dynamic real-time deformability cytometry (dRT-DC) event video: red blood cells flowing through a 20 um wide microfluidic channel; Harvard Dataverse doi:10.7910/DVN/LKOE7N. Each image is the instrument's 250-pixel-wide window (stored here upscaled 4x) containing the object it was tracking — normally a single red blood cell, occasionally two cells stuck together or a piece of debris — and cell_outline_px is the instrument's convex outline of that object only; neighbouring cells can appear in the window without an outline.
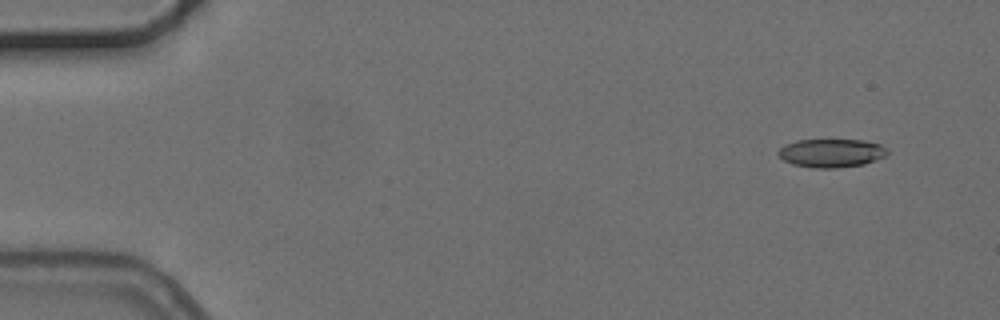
{"species": "common noctule bat (a hibernating species)", "species_latin": "Nyctalus noctula", "temperature_condition": "cold", "stored_images_in_passage": 7, "camera_frame_rate_fps": 3000, "um_per_image_px": 0.085, "animal": {"sex": "female", "body_mass_g": 24.6, "forearm_length_mm": 56.2}, "frame": {"image": 1, "passage_image": 1, "time_ms": 0.0, "image_size_px": [1000, 320], "cell_outline_px": [[888, 152], [884, 156], [876, 160], [864, 164], [836, 168], [812, 168], [792, 164], [784, 160], [776, 152], [784, 144], [796, 140], [864, 140], [880, 144]], "centroid_in_image_um": [70.63, 13.01], "position_along_channel_um": 14.4, "area_um2": 18.09}}
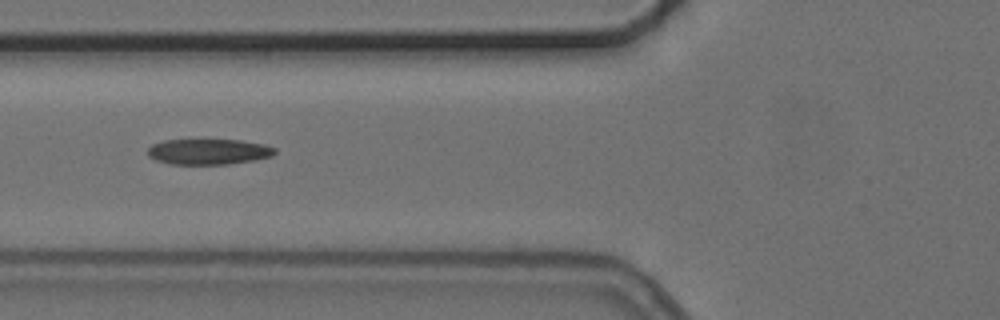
{"frame": {"image": 2, "passage_image": 5, "time_ms": 5.667, "image_size_px": [1000, 320], "cell_outline_px": [[276, 152], [272, 156], [252, 160], [228, 164], [172, 164], [156, 160], [148, 156], [148, 148], [152, 144], [164, 140], [240, 140], [264, 144], [276, 148]], "centroid_in_image_um": [17.72, 12.89], "position_along_channel_um": 108.1, "area_um2": 18.9}}
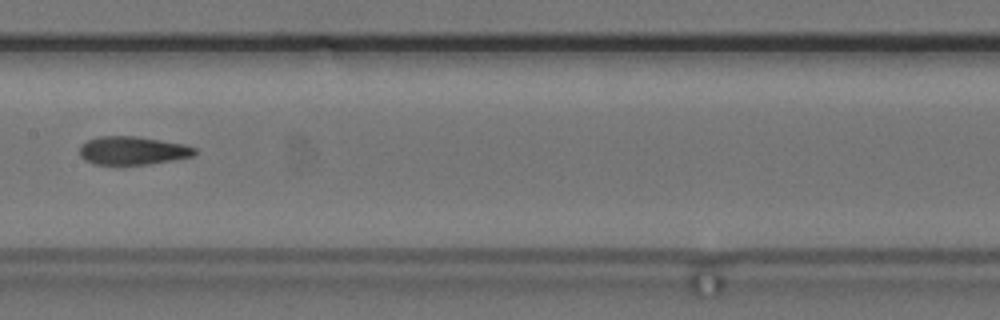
{"frame": {"image": 3, "passage_image": 7, "time_ms": 8.0, "image_size_px": [1000, 320], "cell_outline_px": [[196, 152], [192, 156], [172, 160], [148, 164], [92, 164], [84, 160], [80, 156], [80, 148], [88, 140], [100, 136], [136, 136], [184, 144], [196, 148]], "centroid_in_image_um": [11.27, 12.8], "position_along_channel_um": 196.1, "area_um2": 18.79}}